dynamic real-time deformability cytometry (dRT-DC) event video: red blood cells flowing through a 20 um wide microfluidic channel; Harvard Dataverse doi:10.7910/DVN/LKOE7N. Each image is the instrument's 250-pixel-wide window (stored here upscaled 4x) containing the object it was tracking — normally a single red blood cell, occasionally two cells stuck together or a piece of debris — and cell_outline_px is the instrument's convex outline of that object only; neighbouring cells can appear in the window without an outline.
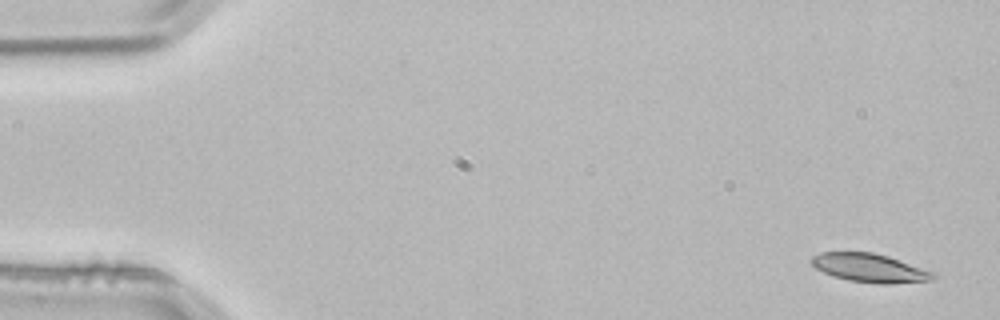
{"species": "common noctule bat (a hibernating species)", "species_latin": "Nyctalus noctula", "temperature_condition": "room temperature", "stored_images_in_passage": 3, "camera_frame_rate_fps": 3000, "um_per_image_px": 0.085, "animal": {"sex": "male", "body_mass_g": 21.5, "forearm_length_mm": 52.0}, "frame": {"image": 1, "passage_image": 1, "time_ms": 0.0, "image_size_px": [1000, 320], "cell_outline_px": [[936, 276], [928, 280], [888, 284], [880, 284], [848, 280], [832, 276], [816, 268], [808, 260], [812, 256], [820, 252], [872, 252], [888, 256], [936, 272]], "centroid_in_image_um": [73.9, 22.76], "position_along_channel_um": 11.1, "area_um2": 20.29}}
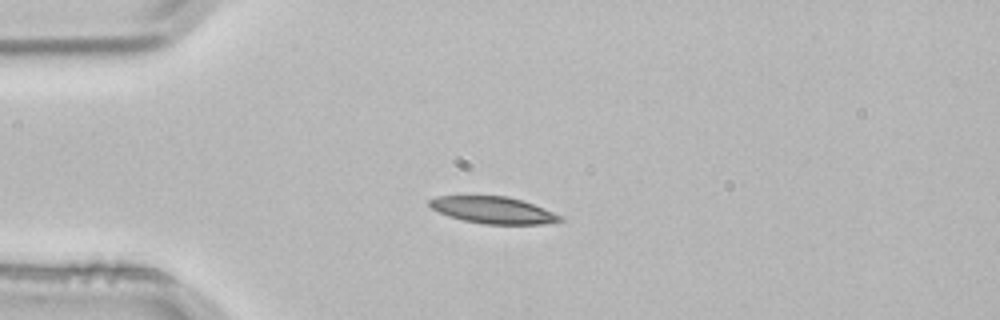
{"frame": {"image": 2, "passage_image": 3, "time_ms": 0.667, "image_size_px": [1000, 320], "cell_outline_px": [[564, 220], [544, 224], [484, 224], [464, 220], [448, 216], [432, 208], [428, 204], [428, 200], [436, 196], [508, 196], [532, 204], [564, 216]], "centroid_in_image_um": [41.92, 17.86], "position_along_channel_um": 43.1, "area_um2": 20.29}}